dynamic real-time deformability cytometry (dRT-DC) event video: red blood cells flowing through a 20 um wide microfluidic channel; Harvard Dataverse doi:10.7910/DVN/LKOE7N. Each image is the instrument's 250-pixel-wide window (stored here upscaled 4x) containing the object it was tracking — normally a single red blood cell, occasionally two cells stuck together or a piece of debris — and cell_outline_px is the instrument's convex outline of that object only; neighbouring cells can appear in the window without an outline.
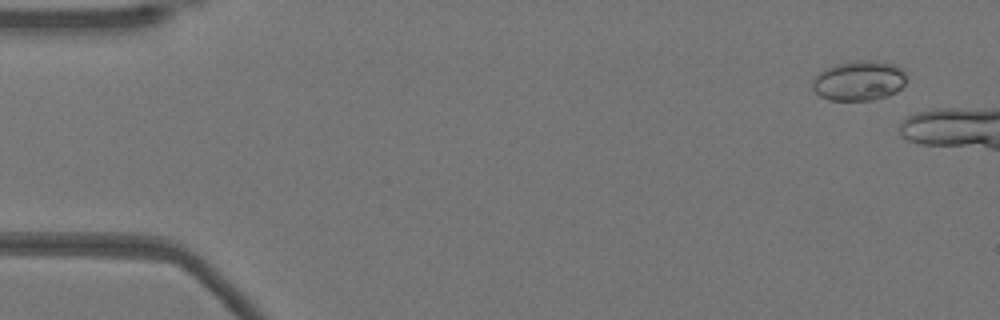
{"species": "Egyptian fruit bat (a non-hibernating species)", "species_latin": "Rousettus aegyptiacus", "temperature_condition": "warm", "stored_images_in_passage": 3, "camera_frame_rate_fps": 3000, "um_per_image_px": 0.085, "animal": {"sex": "female"}, "frame": {"image": 1, "passage_image": 1, "time_ms": 0.0, "image_size_px": [1000, 320], "cell_outline_px": [[904, 84], [896, 92], [888, 96], [872, 100], [828, 100], [820, 96], [812, 88], [812, 80], [824, 68], [848, 60], [880, 60], [896, 64], [904, 68]], "centroid_in_image_um": [73.01, 6.83], "position_along_channel_um": 12.0, "area_um2": 22.25}}